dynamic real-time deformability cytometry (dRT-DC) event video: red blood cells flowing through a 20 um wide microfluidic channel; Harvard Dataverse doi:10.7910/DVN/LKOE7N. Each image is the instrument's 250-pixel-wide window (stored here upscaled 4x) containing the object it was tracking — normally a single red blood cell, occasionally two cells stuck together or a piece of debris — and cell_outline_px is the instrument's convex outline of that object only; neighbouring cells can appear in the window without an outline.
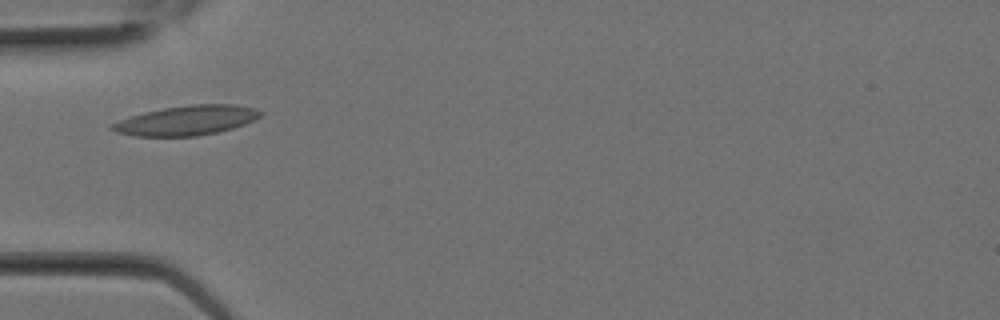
{"species": "Egyptian fruit bat (a non-hibernating species)", "species_latin": "Rousettus aegyptiacus", "temperature_condition": "room temperature", "stored_images_in_passage": 2, "camera_frame_rate_fps": 3000, "um_per_image_px": 0.085, "animal": {"sex": "female"}, "frame": {"image": 1, "passage_image": 2, "time_ms": 0.333, "image_size_px": [1000, 320], "cell_outline_px": [[264, 116], [256, 120], [232, 128], [216, 132], [196, 136], [132, 136], [116, 132], [108, 128], [112, 124], [120, 120], [144, 112], [164, 108], [192, 104], [232, 104], [256, 108], [264, 112]], "centroid_in_image_um": [15.91, 10.23], "position_along_channel_um": 69.1, "area_um2": 25.66}}